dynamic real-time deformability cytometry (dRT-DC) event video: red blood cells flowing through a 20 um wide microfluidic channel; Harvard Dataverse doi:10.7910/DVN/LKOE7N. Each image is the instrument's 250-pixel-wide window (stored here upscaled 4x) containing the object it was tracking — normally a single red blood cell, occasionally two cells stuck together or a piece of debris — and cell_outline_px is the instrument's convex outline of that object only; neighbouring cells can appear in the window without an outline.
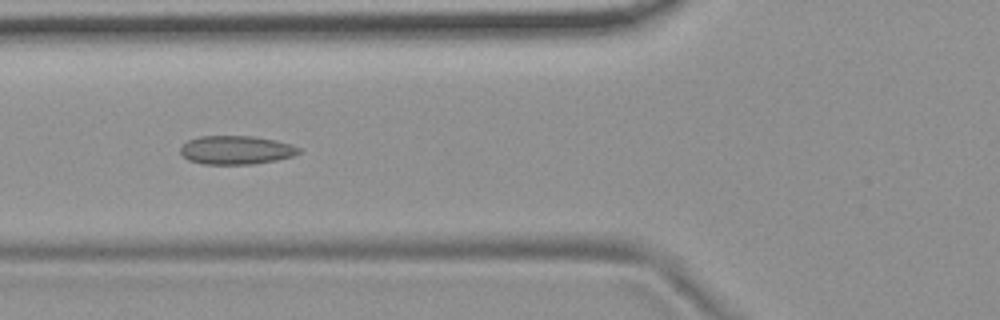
{"species": "common noctule bat (a hibernating species)", "species_latin": "Nyctalus noctula", "temperature_condition": "room temperature", "stored_images_in_passage": 9, "camera_frame_rate_fps": 3000, "um_per_image_px": 0.085, "animal": {"sex": "female", "body_mass_g": 19.9}, "frame": {"image": 1, "passage_image": 6, "time_ms": 6.667, "image_size_px": [1000, 320], "cell_outline_px": [[300, 152], [292, 156], [276, 160], [252, 164], [204, 164], [188, 160], [180, 152], [180, 148], [188, 140], [200, 136], [252, 136], [276, 140], [300, 148]], "centroid_in_image_um": [20.05, 12.75], "position_along_channel_um": 105.8, "area_um2": 19.59}}
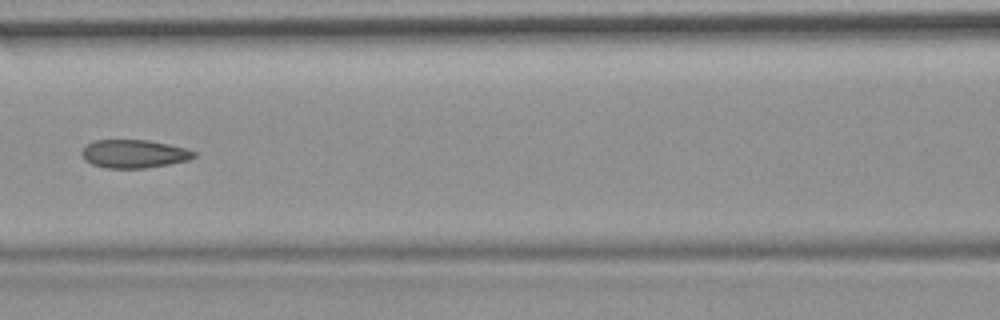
{"frame": {"image": 2, "passage_image": 7, "time_ms": 8.0, "image_size_px": [1000, 320], "cell_outline_px": [[196, 156], [188, 160], [168, 164], [144, 168], [104, 168], [92, 164], [84, 160], [80, 156], [80, 152], [92, 140], [148, 140], [168, 144], [184, 148], [196, 152]], "centroid_in_image_um": [11.34, 13.07], "position_along_channel_um": 155.3, "area_um2": 18.5}}
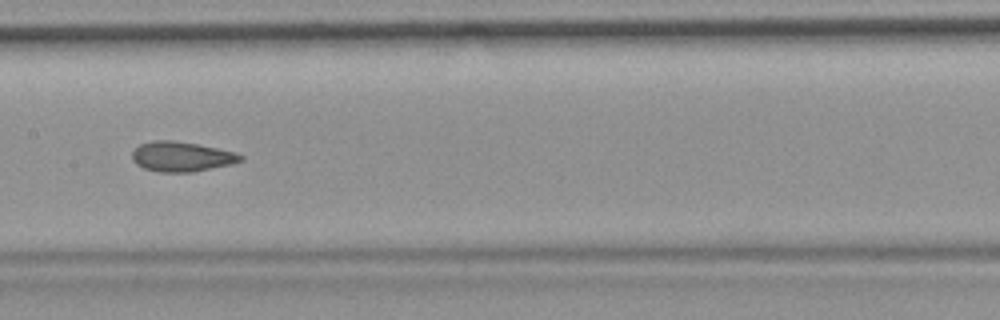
{"frame": {"image": 3, "passage_image": 8, "time_ms": 9.0, "image_size_px": [1000, 320], "cell_outline_px": [[244, 160], [232, 164], [192, 172], [160, 172], [144, 168], [136, 164], [132, 160], [132, 152], [140, 144], [152, 140], [172, 140], [196, 144], [236, 152], [244, 156]], "centroid_in_image_um": [15.44, 13.31], "position_along_channel_um": 192.0, "area_um2": 18.9}}